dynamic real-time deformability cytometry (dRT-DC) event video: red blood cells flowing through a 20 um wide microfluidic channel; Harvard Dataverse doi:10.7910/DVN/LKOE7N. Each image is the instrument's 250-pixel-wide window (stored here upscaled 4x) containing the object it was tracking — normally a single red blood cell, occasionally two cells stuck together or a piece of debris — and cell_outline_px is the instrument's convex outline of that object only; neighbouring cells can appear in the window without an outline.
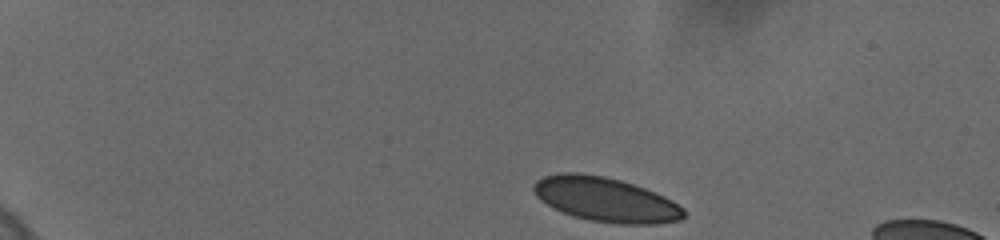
{"species": "human", "species_latin": "Homo sapiens", "temperature_condition": "cold", "stored_images_in_passage": 43, "camera_frame_rate_fps": 3000, "um_per_image_px": 0.085, "donor": {"sex": "female"}, "frame": {"image": 1, "passage_image": 1, "time_ms": 0.0, "image_size_px": [1000, 240], "cell_outline_px": [[684, 216], [680, 220], [656, 224], [620, 224], [588, 220], [572, 216], [540, 200], [536, 196], [532, 188], [532, 184], [536, 180], [544, 176], [560, 172], [576, 172], [604, 176], [620, 180], [644, 188], [664, 196], [672, 200], [684, 208]], "centroid_in_image_um": [51.46, 16.95], "position_along_channel_um": 33.5, "area_um2": 38.84}}
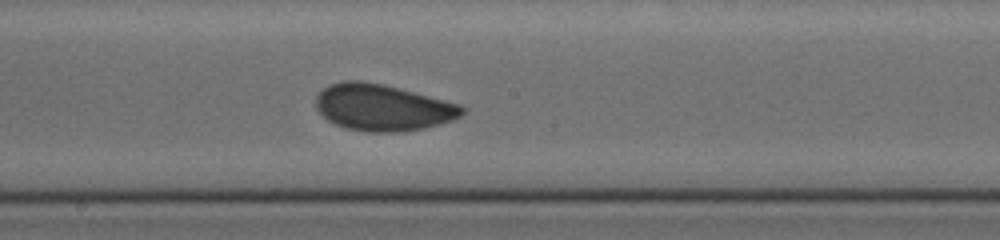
{"frame": {"image": 2, "passage_image": 22, "time_ms": 7.667, "image_size_px": [1000, 240], "cell_outline_px": [[464, 112], [460, 116], [452, 120], [424, 128], [404, 132], [368, 132], [344, 128], [328, 120], [316, 108], [316, 96], [324, 88], [332, 84], [344, 80], [364, 80], [384, 84], [460, 104], [464, 108]], "centroid_in_image_um": [32.52, 9.14], "position_along_channel_um": 215.7, "area_um2": 39.59}}
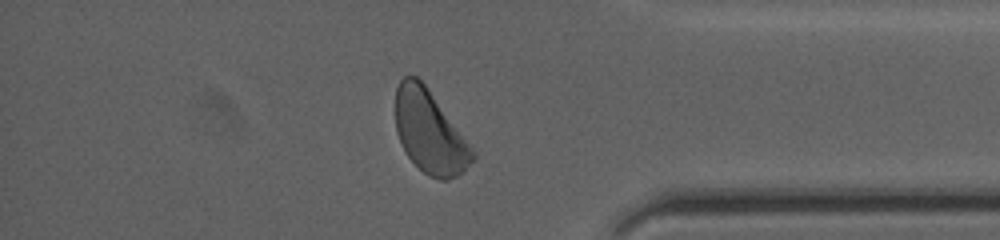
{"frame": {"image": 3, "passage_image": 37, "time_ms": 13.0, "image_size_px": [1000, 240], "cell_outline_px": [[476, 156], [464, 172], [448, 180], [440, 180], [428, 176], [404, 152], [400, 144], [396, 132], [396, 88], [400, 80], [404, 76], [416, 76], [428, 88], [476, 152]], "centroid_in_image_um": [36.53, 11.24], "position_along_channel_um": 398.7, "area_um2": 37.11}, "authors_computed_cell_mechanics": {"area_um2": 38.4948, "velocity_mm_per_s": 3.6622, "shape_relaxation_time_tau1_ms": 2.5714, "shape_relaxation_time_tau2_ms": null, "deformation_change_tau1": 0.0742, "deformation_change_tau2": null}}